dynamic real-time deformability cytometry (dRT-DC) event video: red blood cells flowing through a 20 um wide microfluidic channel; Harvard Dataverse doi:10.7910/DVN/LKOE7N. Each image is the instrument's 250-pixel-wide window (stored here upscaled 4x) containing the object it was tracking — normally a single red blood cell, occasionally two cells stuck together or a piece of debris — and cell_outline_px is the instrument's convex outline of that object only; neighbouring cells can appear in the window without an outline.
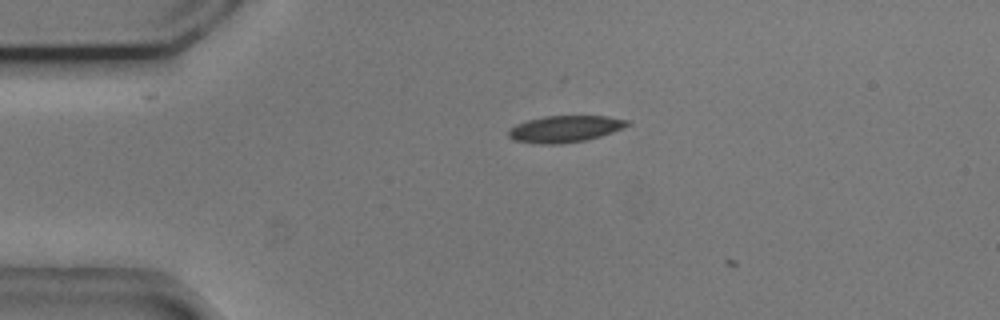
{"species": "common noctule bat (a hibernating species)", "species_latin": "Nyctalus noctula", "temperature_condition": "cold", "stored_images_in_passage": 7, "camera_frame_rate_fps": 3000, "um_per_image_px": 0.085, "animal": {"sex": "male", "body_mass_g": 20.5, "forearm_length_mm": 52.5}, "frame": {"image": 1, "passage_image": 6, "time_ms": 1.667, "image_size_px": [1000, 320], "cell_outline_px": [[632, 124], [624, 128], [600, 136], [584, 140], [556, 144], [540, 144], [516, 140], [508, 136], [508, 128], [516, 124], [528, 120], [544, 116], [608, 116], [628, 120]], "centroid_in_image_um": [48.03, 10.94], "position_along_channel_um": 37.0, "area_um2": 18.38}}